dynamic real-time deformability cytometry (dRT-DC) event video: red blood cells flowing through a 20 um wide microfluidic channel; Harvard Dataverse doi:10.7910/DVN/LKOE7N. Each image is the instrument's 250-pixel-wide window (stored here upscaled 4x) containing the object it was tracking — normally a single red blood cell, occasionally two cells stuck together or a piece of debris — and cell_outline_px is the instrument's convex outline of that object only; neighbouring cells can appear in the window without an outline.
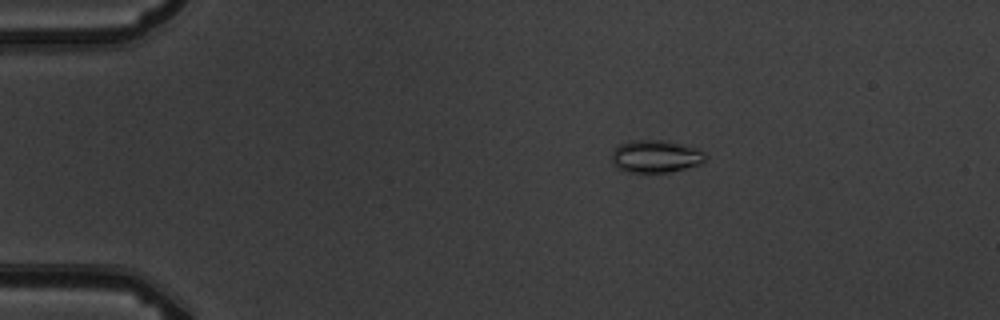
{"species": "common noctule bat (a hibernating species)", "species_latin": "Nyctalus noctula", "temperature_condition": "warm", "stored_images_in_passage": 4, "camera_frame_rate_fps": 3000, "um_per_image_px": 0.085, "animal": {"sex": "male", "body_mass_g": 19.5, "forearm_length_mm": 54.6}, "frame": {"image": 1, "passage_image": 2, "time_ms": 1.0, "image_size_px": [1000, 320], "cell_outline_px": [[708, 156], [704, 164], [668, 172], [628, 172], [616, 168], [612, 164], [612, 152], [620, 144], [632, 140], [660, 140], [680, 144], [704, 152]], "centroid_in_image_um": [55.73, 13.31], "position_along_channel_um": 29.3, "area_um2": 17.74}}